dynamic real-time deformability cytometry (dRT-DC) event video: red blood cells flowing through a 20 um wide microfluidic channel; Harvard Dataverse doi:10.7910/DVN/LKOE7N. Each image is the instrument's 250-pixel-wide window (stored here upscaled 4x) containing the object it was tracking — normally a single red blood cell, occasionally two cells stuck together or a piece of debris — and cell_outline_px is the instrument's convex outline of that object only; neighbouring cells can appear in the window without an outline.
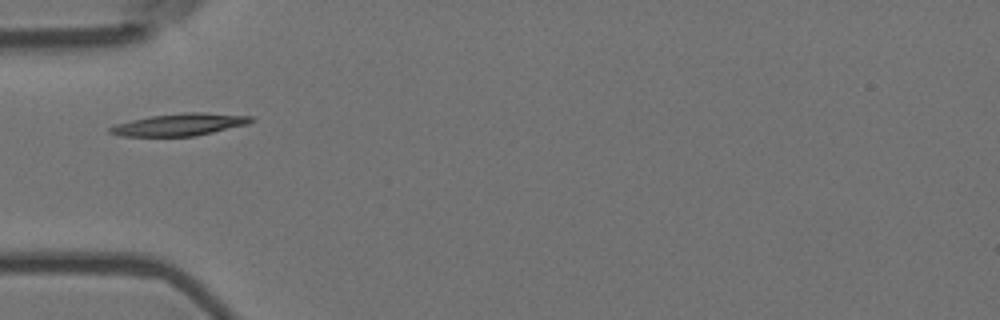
{"species": "Egyptian fruit bat (a non-hibernating species)", "species_latin": "Rousettus aegyptiacus", "temperature_condition": "room temperature", "stored_images_in_passage": 3, "camera_frame_rate_fps": 3000, "um_per_image_px": 0.085, "animal": {"sex": "female"}, "frame": {"image": 1, "passage_image": 1, "time_ms": 0.0, "image_size_px": [1000, 320], "cell_outline_px": [[256, 120], [248, 124], [196, 136], [120, 136], [108, 132], [108, 128], [116, 124], [132, 120], [152, 116], [184, 112], [204, 112], [252, 116]], "centroid_in_image_um": [15.31, 10.59], "position_along_channel_um": 69.7, "area_um2": 18.26}}
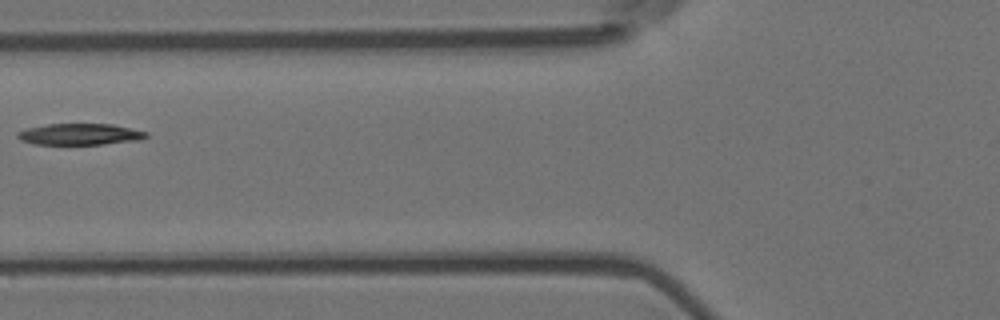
{"frame": {"image": 2, "passage_image": 2, "time_ms": 0.333, "image_size_px": [1000, 320], "cell_outline_px": [[148, 136], [140, 140], [104, 144], [36, 144], [20, 140], [16, 136], [16, 132], [28, 128], [48, 124], [112, 124], [148, 132]], "centroid_in_image_um": [6.8, 11.41], "position_along_channel_um": 119.0, "area_um2": 15.95}}
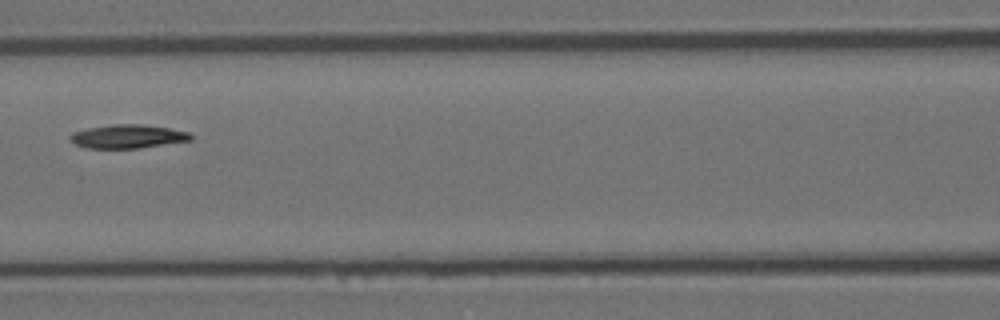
{"frame": {"image": 3, "passage_image": 3, "time_ms": 0.667, "image_size_px": [1000, 320], "cell_outline_px": [[192, 140], [136, 148], [84, 148], [68, 140], [68, 136], [72, 132], [88, 128], [112, 124], [144, 124], [168, 128], [188, 132], [192, 136]], "centroid_in_image_um": [10.79, 11.59], "position_along_channel_um": 155.8, "area_um2": 16.59}}